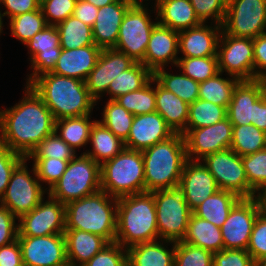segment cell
<instances>
[{"mask_svg": "<svg viewBox=\"0 0 266 266\" xmlns=\"http://www.w3.org/2000/svg\"><path fill=\"white\" fill-rule=\"evenodd\" d=\"M23 98L14 106L0 108V142L27 158L54 133L55 118L30 85H24Z\"/></svg>", "mask_w": 266, "mask_h": 266, "instance_id": "obj_1", "label": "cell"}, {"mask_svg": "<svg viewBox=\"0 0 266 266\" xmlns=\"http://www.w3.org/2000/svg\"><path fill=\"white\" fill-rule=\"evenodd\" d=\"M29 85L42 98L55 120L92 114L96 106L86 83L77 78L47 72Z\"/></svg>", "mask_w": 266, "mask_h": 266, "instance_id": "obj_2", "label": "cell"}, {"mask_svg": "<svg viewBox=\"0 0 266 266\" xmlns=\"http://www.w3.org/2000/svg\"><path fill=\"white\" fill-rule=\"evenodd\" d=\"M159 240L154 196L151 192L117 198L115 242L124 248Z\"/></svg>", "mask_w": 266, "mask_h": 266, "instance_id": "obj_3", "label": "cell"}, {"mask_svg": "<svg viewBox=\"0 0 266 266\" xmlns=\"http://www.w3.org/2000/svg\"><path fill=\"white\" fill-rule=\"evenodd\" d=\"M145 192L172 189L179 186L185 163L188 161L184 136L175 133L168 139L142 151Z\"/></svg>", "mask_w": 266, "mask_h": 266, "instance_id": "obj_4", "label": "cell"}, {"mask_svg": "<svg viewBox=\"0 0 266 266\" xmlns=\"http://www.w3.org/2000/svg\"><path fill=\"white\" fill-rule=\"evenodd\" d=\"M117 198L100 190L65 205V229H79L115 242Z\"/></svg>", "mask_w": 266, "mask_h": 266, "instance_id": "obj_5", "label": "cell"}, {"mask_svg": "<svg viewBox=\"0 0 266 266\" xmlns=\"http://www.w3.org/2000/svg\"><path fill=\"white\" fill-rule=\"evenodd\" d=\"M101 190L115 198L145 192L142 151L124 148L105 161L101 165Z\"/></svg>", "mask_w": 266, "mask_h": 266, "instance_id": "obj_6", "label": "cell"}, {"mask_svg": "<svg viewBox=\"0 0 266 266\" xmlns=\"http://www.w3.org/2000/svg\"><path fill=\"white\" fill-rule=\"evenodd\" d=\"M101 190V165L86 154H78L68 162L65 172L48 194L67 204Z\"/></svg>", "mask_w": 266, "mask_h": 266, "instance_id": "obj_7", "label": "cell"}, {"mask_svg": "<svg viewBox=\"0 0 266 266\" xmlns=\"http://www.w3.org/2000/svg\"><path fill=\"white\" fill-rule=\"evenodd\" d=\"M27 158H24L15 168L0 205L8 208L18 219L33 210L43 199L48 190L42 187L32 163L28 168ZM32 173V175L30 174Z\"/></svg>", "mask_w": 266, "mask_h": 266, "instance_id": "obj_8", "label": "cell"}, {"mask_svg": "<svg viewBox=\"0 0 266 266\" xmlns=\"http://www.w3.org/2000/svg\"><path fill=\"white\" fill-rule=\"evenodd\" d=\"M148 4L132 5L127 10L114 48L139 63L144 60L152 29L158 23L157 17L155 22L151 19V11L156 13L155 7H150L151 10Z\"/></svg>", "mask_w": 266, "mask_h": 266, "instance_id": "obj_9", "label": "cell"}, {"mask_svg": "<svg viewBox=\"0 0 266 266\" xmlns=\"http://www.w3.org/2000/svg\"><path fill=\"white\" fill-rule=\"evenodd\" d=\"M154 196L159 239L182 241L193 211L189 208L180 189H160Z\"/></svg>", "mask_w": 266, "mask_h": 266, "instance_id": "obj_10", "label": "cell"}, {"mask_svg": "<svg viewBox=\"0 0 266 266\" xmlns=\"http://www.w3.org/2000/svg\"><path fill=\"white\" fill-rule=\"evenodd\" d=\"M222 31L254 39L266 32V0H227Z\"/></svg>", "mask_w": 266, "mask_h": 266, "instance_id": "obj_11", "label": "cell"}, {"mask_svg": "<svg viewBox=\"0 0 266 266\" xmlns=\"http://www.w3.org/2000/svg\"><path fill=\"white\" fill-rule=\"evenodd\" d=\"M265 208L263 197L241 198L230 210L221 228L224 249L247 250L258 214Z\"/></svg>", "mask_w": 266, "mask_h": 266, "instance_id": "obj_12", "label": "cell"}, {"mask_svg": "<svg viewBox=\"0 0 266 266\" xmlns=\"http://www.w3.org/2000/svg\"><path fill=\"white\" fill-rule=\"evenodd\" d=\"M202 163L214 177L219 189L230 191L240 198H254L242 163V157L232 149L206 156Z\"/></svg>", "mask_w": 266, "mask_h": 266, "instance_id": "obj_13", "label": "cell"}, {"mask_svg": "<svg viewBox=\"0 0 266 266\" xmlns=\"http://www.w3.org/2000/svg\"><path fill=\"white\" fill-rule=\"evenodd\" d=\"M217 57L219 72L240 80H254L253 39L234 37L222 31Z\"/></svg>", "mask_w": 266, "mask_h": 266, "instance_id": "obj_14", "label": "cell"}, {"mask_svg": "<svg viewBox=\"0 0 266 266\" xmlns=\"http://www.w3.org/2000/svg\"><path fill=\"white\" fill-rule=\"evenodd\" d=\"M33 210L18 219V236L39 237L65 231V204L47 194Z\"/></svg>", "mask_w": 266, "mask_h": 266, "instance_id": "obj_15", "label": "cell"}, {"mask_svg": "<svg viewBox=\"0 0 266 266\" xmlns=\"http://www.w3.org/2000/svg\"><path fill=\"white\" fill-rule=\"evenodd\" d=\"M24 266H67L64 233L39 237L17 236Z\"/></svg>", "mask_w": 266, "mask_h": 266, "instance_id": "obj_16", "label": "cell"}, {"mask_svg": "<svg viewBox=\"0 0 266 266\" xmlns=\"http://www.w3.org/2000/svg\"><path fill=\"white\" fill-rule=\"evenodd\" d=\"M232 123L228 118L211 126L190 129L185 135L187 158L201 161L215 152L230 149Z\"/></svg>", "mask_w": 266, "mask_h": 266, "instance_id": "obj_17", "label": "cell"}, {"mask_svg": "<svg viewBox=\"0 0 266 266\" xmlns=\"http://www.w3.org/2000/svg\"><path fill=\"white\" fill-rule=\"evenodd\" d=\"M27 46L31 74H27L25 85H29L41 74L52 72L56 67L62 48L60 47L59 32L56 25H47L36 33L31 40L24 44Z\"/></svg>", "mask_w": 266, "mask_h": 266, "instance_id": "obj_18", "label": "cell"}, {"mask_svg": "<svg viewBox=\"0 0 266 266\" xmlns=\"http://www.w3.org/2000/svg\"><path fill=\"white\" fill-rule=\"evenodd\" d=\"M135 63L132 58L114 48L102 49L95 67L85 80L90 96L96 101V106L107 93L112 80Z\"/></svg>", "mask_w": 266, "mask_h": 266, "instance_id": "obj_19", "label": "cell"}, {"mask_svg": "<svg viewBox=\"0 0 266 266\" xmlns=\"http://www.w3.org/2000/svg\"><path fill=\"white\" fill-rule=\"evenodd\" d=\"M178 188L192 211L209 196L220 190L214 177L202 161L189 159L184 165Z\"/></svg>", "mask_w": 266, "mask_h": 266, "instance_id": "obj_20", "label": "cell"}, {"mask_svg": "<svg viewBox=\"0 0 266 266\" xmlns=\"http://www.w3.org/2000/svg\"><path fill=\"white\" fill-rule=\"evenodd\" d=\"M178 43L177 31L157 23L152 29L144 60L141 63L152 73L157 69L169 67L168 64L176 67L180 56Z\"/></svg>", "mask_w": 266, "mask_h": 266, "instance_id": "obj_21", "label": "cell"}, {"mask_svg": "<svg viewBox=\"0 0 266 266\" xmlns=\"http://www.w3.org/2000/svg\"><path fill=\"white\" fill-rule=\"evenodd\" d=\"M175 132L158 113H148L134 116L130 133L124 141V147L143 151L173 136Z\"/></svg>", "mask_w": 266, "mask_h": 266, "instance_id": "obj_22", "label": "cell"}, {"mask_svg": "<svg viewBox=\"0 0 266 266\" xmlns=\"http://www.w3.org/2000/svg\"><path fill=\"white\" fill-rule=\"evenodd\" d=\"M222 26L201 23L196 27L178 32V49L181 57L217 56Z\"/></svg>", "mask_w": 266, "mask_h": 266, "instance_id": "obj_23", "label": "cell"}, {"mask_svg": "<svg viewBox=\"0 0 266 266\" xmlns=\"http://www.w3.org/2000/svg\"><path fill=\"white\" fill-rule=\"evenodd\" d=\"M131 3L123 0L100 7L92 26L94 44L100 49H112L118 40L119 28Z\"/></svg>", "mask_w": 266, "mask_h": 266, "instance_id": "obj_24", "label": "cell"}, {"mask_svg": "<svg viewBox=\"0 0 266 266\" xmlns=\"http://www.w3.org/2000/svg\"><path fill=\"white\" fill-rule=\"evenodd\" d=\"M261 95V87L256 79L237 83L227 108V118L232 125H254L256 100Z\"/></svg>", "mask_w": 266, "mask_h": 266, "instance_id": "obj_25", "label": "cell"}, {"mask_svg": "<svg viewBox=\"0 0 266 266\" xmlns=\"http://www.w3.org/2000/svg\"><path fill=\"white\" fill-rule=\"evenodd\" d=\"M101 51L102 49L95 44L71 50L62 49L52 73L77 78L85 82L95 67Z\"/></svg>", "mask_w": 266, "mask_h": 266, "instance_id": "obj_26", "label": "cell"}, {"mask_svg": "<svg viewBox=\"0 0 266 266\" xmlns=\"http://www.w3.org/2000/svg\"><path fill=\"white\" fill-rule=\"evenodd\" d=\"M175 248L176 242L163 239L133 245L127 248V265L174 266Z\"/></svg>", "mask_w": 266, "mask_h": 266, "instance_id": "obj_27", "label": "cell"}, {"mask_svg": "<svg viewBox=\"0 0 266 266\" xmlns=\"http://www.w3.org/2000/svg\"><path fill=\"white\" fill-rule=\"evenodd\" d=\"M64 235L70 266H83L109 244L105 238L79 229H65Z\"/></svg>", "mask_w": 266, "mask_h": 266, "instance_id": "obj_28", "label": "cell"}, {"mask_svg": "<svg viewBox=\"0 0 266 266\" xmlns=\"http://www.w3.org/2000/svg\"><path fill=\"white\" fill-rule=\"evenodd\" d=\"M158 24L180 32L201 24L190 0H162L155 6Z\"/></svg>", "mask_w": 266, "mask_h": 266, "instance_id": "obj_29", "label": "cell"}, {"mask_svg": "<svg viewBox=\"0 0 266 266\" xmlns=\"http://www.w3.org/2000/svg\"><path fill=\"white\" fill-rule=\"evenodd\" d=\"M156 112H158L175 133L186 129L189 104L167 91L155 80Z\"/></svg>", "mask_w": 266, "mask_h": 266, "instance_id": "obj_30", "label": "cell"}, {"mask_svg": "<svg viewBox=\"0 0 266 266\" xmlns=\"http://www.w3.org/2000/svg\"><path fill=\"white\" fill-rule=\"evenodd\" d=\"M88 144L92 145V149L85 150L82 154L88 155L100 165L114 158L125 148L124 141L98 120L91 129Z\"/></svg>", "mask_w": 266, "mask_h": 266, "instance_id": "obj_31", "label": "cell"}, {"mask_svg": "<svg viewBox=\"0 0 266 266\" xmlns=\"http://www.w3.org/2000/svg\"><path fill=\"white\" fill-rule=\"evenodd\" d=\"M182 242L201 247L212 253L224 249L221 228L195 216L193 213L189 219L187 231Z\"/></svg>", "mask_w": 266, "mask_h": 266, "instance_id": "obj_32", "label": "cell"}, {"mask_svg": "<svg viewBox=\"0 0 266 266\" xmlns=\"http://www.w3.org/2000/svg\"><path fill=\"white\" fill-rule=\"evenodd\" d=\"M92 114L80 117H65L55 120L54 132L75 152L89 143L91 129L97 120H91Z\"/></svg>", "mask_w": 266, "mask_h": 266, "instance_id": "obj_33", "label": "cell"}, {"mask_svg": "<svg viewBox=\"0 0 266 266\" xmlns=\"http://www.w3.org/2000/svg\"><path fill=\"white\" fill-rule=\"evenodd\" d=\"M240 199L235 193L220 189L197 206L193 214L221 227L230 210Z\"/></svg>", "mask_w": 266, "mask_h": 266, "instance_id": "obj_34", "label": "cell"}, {"mask_svg": "<svg viewBox=\"0 0 266 266\" xmlns=\"http://www.w3.org/2000/svg\"><path fill=\"white\" fill-rule=\"evenodd\" d=\"M223 75V73L219 72L214 77L200 82L198 99L212 102L227 109L232 99L234 88L240 79L232 75H227L228 77L226 76L225 78L222 77Z\"/></svg>", "mask_w": 266, "mask_h": 266, "instance_id": "obj_35", "label": "cell"}, {"mask_svg": "<svg viewBox=\"0 0 266 266\" xmlns=\"http://www.w3.org/2000/svg\"><path fill=\"white\" fill-rule=\"evenodd\" d=\"M153 78V73L142 63L136 62L131 68L121 72L108 86L106 95L110 100L141 89Z\"/></svg>", "mask_w": 266, "mask_h": 266, "instance_id": "obj_36", "label": "cell"}, {"mask_svg": "<svg viewBox=\"0 0 266 266\" xmlns=\"http://www.w3.org/2000/svg\"><path fill=\"white\" fill-rule=\"evenodd\" d=\"M166 68L157 69L153 73V78L167 91L173 92L185 103L191 104L199 97V82L192 80L183 72L180 74L169 73Z\"/></svg>", "mask_w": 266, "mask_h": 266, "instance_id": "obj_37", "label": "cell"}, {"mask_svg": "<svg viewBox=\"0 0 266 266\" xmlns=\"http://www.w3.org/2000/svg\"><path fill=\"white\" fill-rule=\"evenodd\" d=\"M59 32L60 47L75 49L94 45L92 27L77 19L74 15L56 25Z\"/></svg>", "mask_w": 266, "mask_h": 266, "instance_id": "obj_38", "label": "cell"}, {"mask_svg": "<svg viewBox=\"0 0 266 266\" xmlns=\"http://www.w3.org/2000/svg\"><path fill=\"white\" fill-rule=\"evenodd\" d=\"M230 149L241 157L266 149V133L253 124L233 125Z\"/></svg>", "mask_w": 266, "mask_h": 266, "instance_id": "obj_39", "label": "cell"}, {"mask_svg": "<svg viewBox=\"0 0 266 266\" xmlns=\"http://www.w3.org/2000/svg\"><path fill=\"white\" fill-rule=\"evenodd\" d=\"M227 118V109L202 99H196L189 105L186 129L183 136L190 130L214 125Z\"/></svg>", "mask_w": 266, "mask_h": 266, "instance_id": "obj_40", "label": "cell"}, {"mask_svg": "<svg viewBox=\"0 0 266 266\" xmlns=\"http://www.w3.org/2000/svg\"><path fill=\"white\" fill-rule=\"evenodd\" d=\"M115 101L134 116L156 112L155 79L152 78L141 89L117 97Z\"/></svg>", "mask_w": 266, "mask_h": 266, "instance_id": "obj_41", "label": "cell"}, {"mask_svg": "<svg viewBox=\"0 0 266 266\" xmlns=\"http://www.w3.org/2000/svg\"><path fill=\"white\" fill-rule=\"evenodd\" d=\"M102 110V119L98 121L125 141L129 136L134 115L115 100L108 98Z\"/></svg>", "mask_w": 266, "mask_h": 266, "instance_id": "obj_42", "label": "cell"}, {"mask_svg": "<svg viewBox=\"0 0 266 266\" xmlns=\"http://www.w3.org/2000/svg\"><path fill=\"white\" fill-rule=\"evenodd\" d=\"M11 36L18 39L22 44L27 43L31 38L43 30L48 24L41 9L19 14L9 19Z\"/></svg>", "mask_w": 266, "mask_h": 266, "instance_id": "obj_43", "label": "cell"}, {"mask_svg": "<svg viewBox=\"0 0 266 266\" xmlns=\"http://www.w3.org/2000/svg\"><path fill=\"white\" fill-rule=\"evenodd\" d=\"M243 167L251 191L263 197L266 194V149L242 157Z\"/></svg>", "mask_w": 266, "mask_h": 266, "instance_id": "obj_44", "label": "cell"}, {"mask_svg": "<svg viewBox=\"0 0 266 266\" xmlns=\"http://www.w3.org/2000/svg\"><path fill=\"white\" fill-rule=\"evenodd\" d=\"M186 76L196 82H203L219 73L218 57H180L176 65Z\"/></svg>", "mask_w": 266, "mask_h": 266, "instance_id": "obj_45", "label": "cell"}, {"mask_svg": "<svg viewBox=\"0 0 266 266\" xmlns=\"http://www.w3.org/2000/svg\"><path fill=\"white\" fill-rule=\"evenodd\" d=\"M76 155L77 152L54 132L47 136L27 158H57L70 161Z\"/></svg>", "mask_w": 266, "mask_h": 266, "instance_id": "obj_46", "label": "cell"}, {"mask_svg": "<svg viewBox=\"0 0 266 266\" xmlns=\"http://www.w3.org/2000/svg\"><path fill=\"white\" fill-rule=\"evenodd\" d=\"M174 266H213V253L178 241L175 248Z\"/></svg>", "mask_w": 266, "mask_h": 266, "instance_id": "obj_47", "label": "cell"}, {"mask_svg": "<svg viewBox=\"0 0 266 266\" xmlns=\"http://www.w3.org/2000/svg\"><path fill=\"white\" fill-rule=\"evenodd\" d=\"M32 160L36 169L37 177L41 184L49 191L51 187L60 179L66 170L69 161L55 158H27Z\"/></svg>", "mask_w": 266, "mask_h": 266, "instance_id": "obj_48", "label": "cell"}, {"mask_svg": "<svg viewBox=\"0 0 266 266\" xmlns=\"http://www.w3.org/2000/svg\"><path fill=\"white\" fill-rule=\"evenodd\" d=\"M201 23L221 25L224 22L227 0H190ZM207 21V22H206Z\"/></svg>", "mask_w": 266, "mask_h": 266, "instance_id": "obj_49", "label": "cell"}, {"mask_svg": "<svg viewBox=\"0 0 266 266\" xmlns=\"http://www.w3.org/2000/svg\"><path fill=\"white\" fill-rule=\"evenodd\" d=\"M247 252L254 262L266 259V207L258 214L254 222Z\"/></svg>", "mask_w": 266, "mask_h": 266, "instance_id": "obj_50", "label": "cell"}, {"mask_svg": "<svg viewBox=\"0 0 266 266\" xmlns=\"http://www.w3.org/2000/svg\"><path fill=\"white\" fill-rule=\"evenodd\" d=\"M77 0H40V9L48 25H57L73 15Z\"/></svg>", "mask_w": 266, "mask_h": 266, "instance_id": "obj_51", "label": "cell"}, {"mask_svg": "<svg viewBox=\"0 0 266 266\" xmlns=\"http://www.w3.org/2000/svg\"><path fill=\"white\" fill-rule=\"evenodd\" d=\"M83 266H128L127 249L119 243H109Z\"/></svg>", "mask_w": 266, "mask_h": 266, "instance_id": "obj_52", "label": "cell"}, {"mask_svg": "<svg viewBox=\"0 0 266 266\" xmlns=\"http://www.w3.org/2000/svg\"><path fill=\"white\" fill-rule=\"evenodd\" d=\"M0 142V199L4 195L14 168L24 159Z\"/></svg>", "mask_w": 266, "mask_h": 266, "instance_id": "obj_53", "label": "cell"}, {"mask_svg": "<svg viewBox=\"0 0 266 266\" xmlns=\"http://www.w3.org/2000/svg\"><path fill=\"white\" fill-rule=\"evenodd\" d=\"M213 266H254L247 250L223 249L213 253Z\"/></svg>", "mask_w": 266, "mask_h": 266, "instance_id": "obj_54", "label": "cell"}, {"mask_svg": "<svg viewBox=\"0 0 266 266\" xmlns=\"http://www.w3.org/2000/svg\"><path fill=\"white\" fill-rule=\"evenodd\" d=\"M18 218L6 207L0 205V247L17 240Z\"/></svg>", "mask_w": 266, "mask_h": 266, "instance_id": "obj_55", "label": "cell"}, {"mask_svg": "<svg viewBox=\"0 0 266 266\" xmlns=\"http://www.w3.org/2000/svg\"><path fill=\"white\" fill-rule=\"evenodd\" d=\"M0 4L6 9L2 12L3 18L8 19L40 8V0H0Z\"/></svg>", "mask_w": 266, "mask_h": 266, "instance_id": "obj_56", "label": "cell"}, {"mask_svg": "<svg viewBox=\"0 0 266 266\" xmlns=\"http://www.w3.org/2000/svg\"><path fill=\"white\" fill-rule=\"evenodd\" d=\"M254 79L266 71V32L253 39Z\"/></svg>", "mask_w": 266, "mask_h": 266, "instance_id": "obj_57", "label": "cell"}, {"mask_svg": "<svg viewBox=\"0 0 266 266\" xmlns=\"http://www.w3.org/2000/svg\"><path fill=\"white\" fill-rule=\"evenodd\" d=\"M0 266H24L18 240L0 247Z\"/></svg>", "mask_w": 266, "mask_h": 266, "instance_id": "obj_58", "label": "cell"}, {"mask_svg": "<svg viewBox=\"0 0 266 266\" xmlns=\"http://www.w3.org/2000/svg\"><path fill=\"white\" fill-rule=\"evenodd\" d=\"M98 7L85 0H77L73 15L83 23L93 26L98 14Z\"/></svg>", "mask_w": 266, "mask_h": 266, "instance_id": "obj_59", "label": "cell"}, {"mask_svg": "<svg viewBox=\"0 0 266 266\" xmlns=\"http://www.w3.org/2000/svg\"><path fill=\"white\" fill-rule=\"evenodd\" d=\"M254 126L266 133V97L263 95L256 100Z\"/></svg>", "mask_w": 266, "mask_h": 266, "instance_id": "obj_60", "label": "cell"}, {"mask_svg": "<svg viewBox=\"0 0 266 266\" xmlns=\"http://www.w3.org/2000/svg\"><path fill=\"white\" fill-rule=\"evenodd\" d=\"M256 80L258 81V83L260 84L261 87V91H262V95L264 97H266V71H264L263 73H261Z\"/></svg>", "mask_w": 266, "mask_h": 266, "instance_id": "obj_61", "label": "cell"}, {"mask_svg": "<svg viewBox=\"0 0 266 266\" xmlns=\"http://www.w3.org/2000/svg\"><path fill=\"white\" fill-rule=\"evenodd\" d=\"M91 4H93L95 7H103L105 5H109L113 2H115L116 0H85Z\"/></svg>", "mask_w": 266, "mask_h": 266, "instance_id": "obj_62", "label": "cell"}, {"mask_svg": "<svg viewBox=\"0 0 266 266\" xmlns=\"http://www.w3.org/2000/svg\"><path fill=\"white\" fill-rule=\"evenodd\" d=\"M131 3L132 5H141V4H147L149 0H123Z\"/></svg>", "mask_w": 266, "mask_h": 266, "instance_id": "obj_63", "label": "cell"}, {"mask_svg": "<svg viewBox=\"0 0 266 266\" xmlns=\"http://www.w3.org/2000/svg\"><path fill=\"white\" fill-rule=\"evenodd\" d=\"M2 5L0 4V36L2 35L1 33H3V29H4V25H3V15H2Z\"/></svg>", "mask_w": 266, "mask_h": 266, "instance_id": "obj_64", "label": "cell"}, {"mask_svg": "<svg viewBox=\"0 0 266 266\" xmlns=\"http://www.w3.org/2000/svg\"><path fill=\"white\" fill-rule=\"evenodd\" d=\"M254 266H266V259L255 261Z\"/></svg>", "mask_w": 266, "mask_h": 266, "instance_id": "obj_65", "label": "cell"}, {"mask_svg": "<svg viewBox=\"0 0 266 266\" xmlns=\"http://www.w3.org/2000/svg\"><path fill=\"white\" fill-rule=\"evenodd\" d=\"M151 1H153V0H150L149 3H150ZM160 1H162V0H155V3H154L153 6H155V5H156L158 2H160Z\"/></svg>", "mask_w": 266, "mask_h": 266, "instance_id": "obj_66", "label": "cell"}, {"mask_svg": "<svg viewBox=\"0 0 266 266\" xmlns=\"http://www.w3.org/2000/svg\"><path fill=\"white\" fill-rule=\"evenodd\" d=\"M264 202H265V207H266V194L263 196Z\"/></svg>", "mask_w": 266, "mask_h": 266, "instance_id": "obj_67", "label": "cell"}]
</instances>
